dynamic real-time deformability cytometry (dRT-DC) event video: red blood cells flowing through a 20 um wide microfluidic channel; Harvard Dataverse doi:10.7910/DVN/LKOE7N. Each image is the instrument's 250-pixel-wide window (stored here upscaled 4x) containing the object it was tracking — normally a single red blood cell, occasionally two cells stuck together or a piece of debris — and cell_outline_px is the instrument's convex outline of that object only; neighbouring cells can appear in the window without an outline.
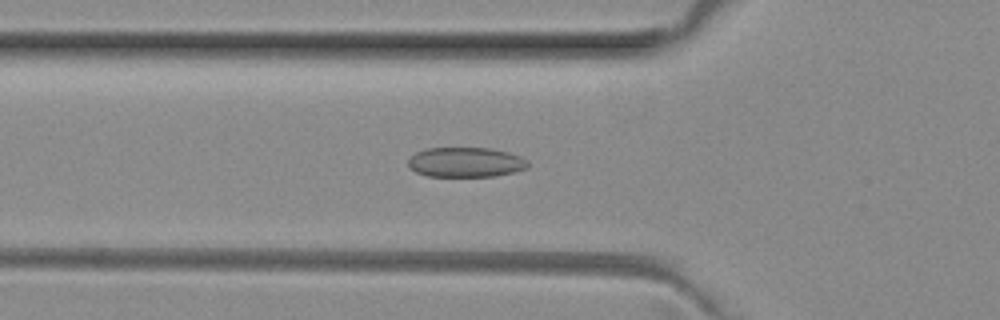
{"species": "common noctule bat (a hibernating species)", "species_latin": "Nyctalus noctula", "temperature_condition": "room temperature", "stored_images_in_passage": 42, "camera_frame_rate_fps": 3000, "um_per_image_px": 0.085, "animal": {"sex": "female", "body_mass_g": 29.2, "forearm_length_mm": 56.3}, "frame": {"image": 1, "passage_image": 16, "time_ms": 5.0, "image_size_px": [1000, 320], "cell_outline_px": [[528, 168], [512, 172], [492, 176], [428, 176], [416, 172], [408, 168], [408, 160], [416, 152], [428, 148], [492, 148], [508, 152], [520, 156], [528, 160]], "centroid_in_image_um": [39.58, 13.78], "position_along_channel_um": 86.2, "area_um2": 20.81}}
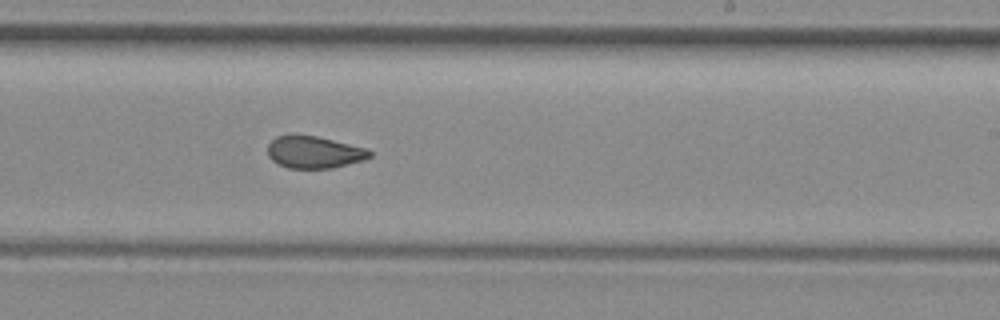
{"frame": {"image": 2, "passage_image": 29, "time_ms": 9.333, "image_size_px": [1000, 320], "cell_outline_px": [[372, 156], [364, 160], [332, 168], [288, 168], [272, 160], [268, 156], [268, 144], [276, 136], [316, 136], [368, 148], [372, 152]], "centroid_in_image_um": [26.74, 12.95], "position_along_channel_um": 262.3, "area_um2": 18.9}}
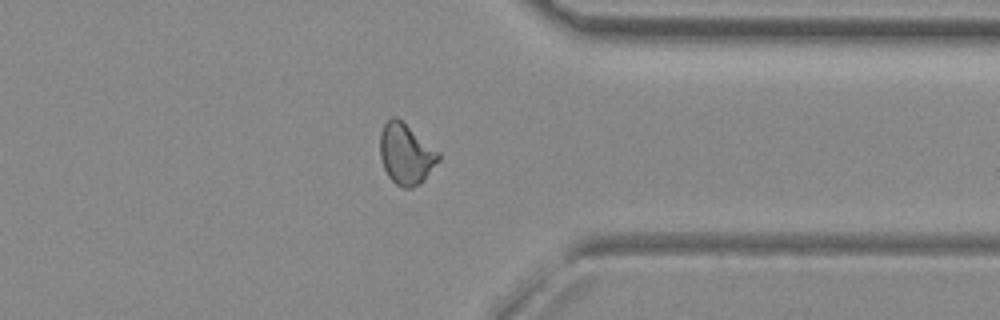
{"frame": {"image": 3, "passage_image": 38, "time_ms": 12.333, "image_size_px": [1000, 320], "cell_outline_px": [[440, 160], [424, 180], [420, 184], [412, 188], [404, 188], [396, 184], [388, 176], [384, 168], [380, 156], [380, 132], [384, 124], [392, 116], [396, 116], [440, 152]], "centroid_in_image_um": [34.51, 13.1], "position_along_channel_um": 376.9, "area_um2": 20.75}, "authors_computed_cell_mechanics": {"area_um2": 20.2589, "velocity_mm_per_s": 4.0512, "shape_relaxation_time_tau1_ms": null, "shape_relaxation_time_tau2_ms": 1.5565, "deformation_change_tau1": null, "deformation_change_tau2": 0.0701}}